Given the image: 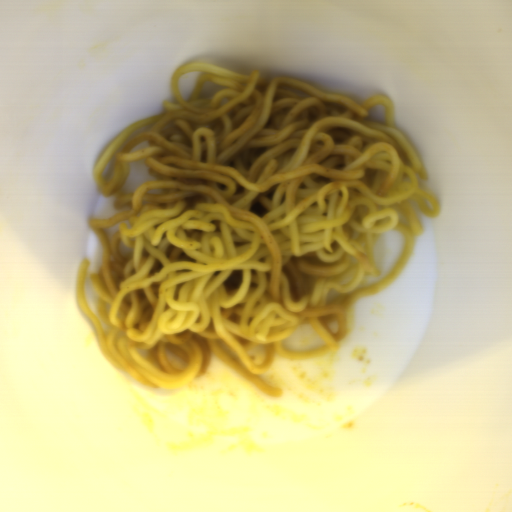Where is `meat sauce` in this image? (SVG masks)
Listing matches in <instances>:
<instances>
[{
  "instance_id": "meat-sauce-2",
  "label": "meat sauce",
  "mask_w": 512,
  "mask_h": 512,
  "mask_svg": "<svg viewBox=\"0 0 512 512\" xmlns=\"http://www.w3.org/2000/svg\"><path fill=\"white\" fill-rule=\"evenodd\" d=\"M243 278V271H233L227 278H225L223 280V286L226 294H234L237 292Z\"/></svg>"
},
{
  "instance_id": "meat-sauce-4",
  "label": "meat sauce",
  "mask_w": 512,
  "mask_h": 512,
  "mask_svg": "<svg viewBox=\"0 0 512 512\" xmlns=\"http://www.w3.org/2000/svg\"><path fill=\"white\" fill-rule=\"evenodd\" d=\"M176 182H179L185 186H198V185H208L209 181L205 179H199V178H182L177 177Z\"/></svg>"
},
{
  "instance_id": "meat-sauce-1",
  "label": "meat sauce",
  "mask_w": 512,
  "mask_h": 512,
  "mask_svg": "<svg viewBox=\"0 0 512 512\" xmlns=\"http://www.w3.org/2000/svg\"><path fill=\"white\" fill-rule=\"evenodd\" d=\"M284 276L290 287L292 301L301 300L308 289V280L305 272L300 270L298 258H293L283 269Z\"/></svg>"
},
{
  "instance_id": "meat-sauce-3",
  "label": "meat sauce",
  "mask_w": 512,
  "mask_h": 512,
  "mask_svg": "<svg viewBox=\"0 0 512 512\" xmlns=\"http://www.w3.org/2000/svg\"><path fill=\"white\" fill-rule=\"evenodd\" d=\"M252 211L258 216H266L270 212V208L267 207L261 198L254 197L250 202Z\"/></svg>"
}]
</instances>
